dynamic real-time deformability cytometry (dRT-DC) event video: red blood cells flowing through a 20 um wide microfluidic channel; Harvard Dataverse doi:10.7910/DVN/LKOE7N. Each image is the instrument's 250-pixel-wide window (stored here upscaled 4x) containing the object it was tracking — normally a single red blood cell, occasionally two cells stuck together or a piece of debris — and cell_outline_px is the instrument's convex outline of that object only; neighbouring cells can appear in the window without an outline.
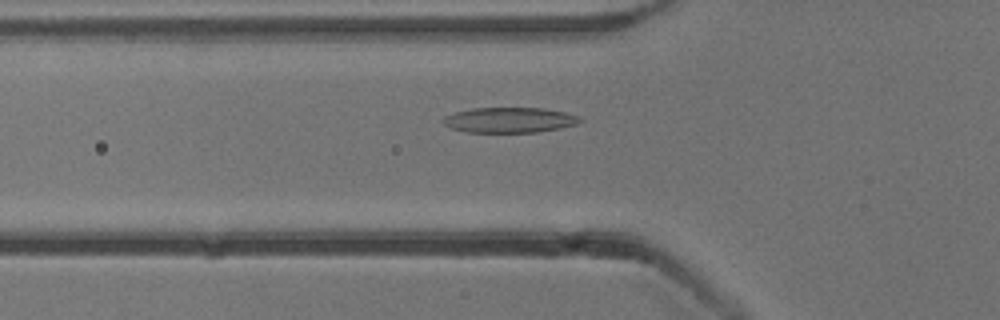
{"species": "common noctule bat (a hibernating species)", "species_latin": "Nyctalus noctula", "temperature_condition": "cold", "stored_images_in_passage": 54, "camera_frame_rate_fps": 3000, "um_per_image_px": 0.085, "animal": {"sex": "male", "body_mass_g": 13.3}, "frame": {"image": 1, "passage_image": 19, "time_ms": 6.0, "image_size_px": [1000, 320], "cell_outline_px": [[584, 120], [576, 124], [560, 128], [536, 132], [464, 132], [452, 128], [444, 124], [440, 120], [444, 116], [452, 112], [472, 108], [544, 108], [564, 112], [580, 116]], "centroid_in_image_um": [43.28, 10.19], "position_along_channel_um": 82.5, "area_um2": 20.35}}
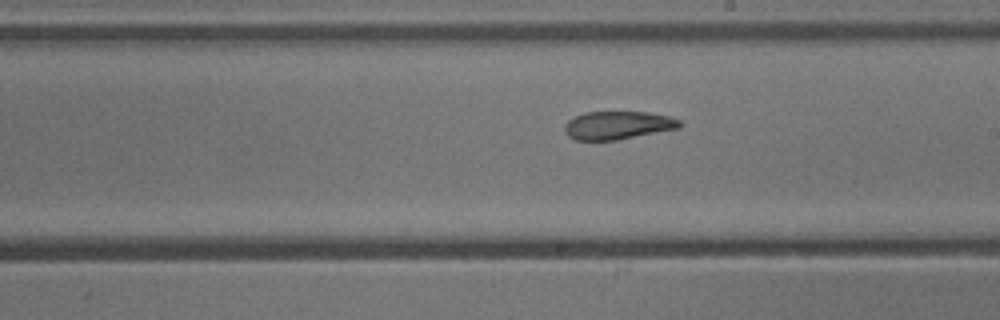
{"frame": {"image": 2, "passage_image": 31, "time_ms": 10.0, "image_size_px": [1000, 320], "cell_outline_px": [[684, 124], [680, 128], [616, 140], [576, 140], [568, 136], [564, 132], [564, 124], [568, 120], [584, 112], [648, 112], [668, 116], [680, 120]], "centroid_in_image_um": [52.51, 10.65], "position_along_channel_um": 236.5, "area_um2": 18.96}}
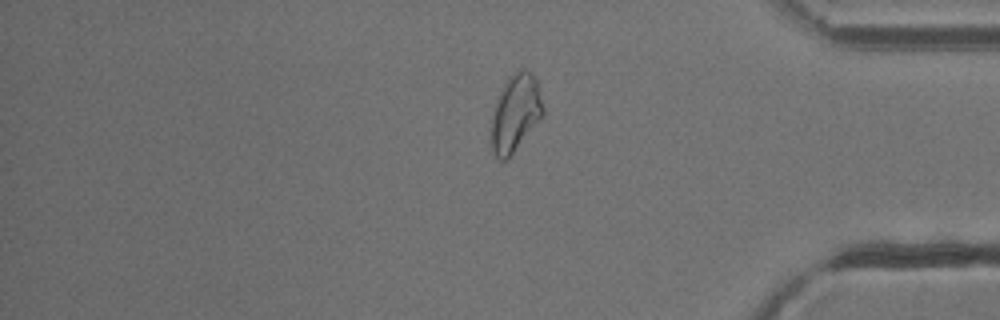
{"frame": {"image": 3, "passage_image": 45, "time_ms": 14.667, "image_size_px": [1000, 320], "cell_outline_px": [[544, 112], [508, 160], [500, 160], [496, 156], [492, 148], [492, 108], [508, 76], [524, 68], [536, 80], [544, 108]], "centroid_in_image_um": [43.79, 9.61], "position_along_channel_um": 391.4, "area_um2": 22.77}, "authors_computed_cell_mechanics": {"area_um2": 21.4438, "velocity_mm_per_s": 3.8183, "shape_relaxation_time_tau1_ms": 5.0334, "shape_relaxation_time_tau2_ms": 2.9601, "deformation_change_tau1": 0.1523, "deformation_change_tau2": 0.1035}}